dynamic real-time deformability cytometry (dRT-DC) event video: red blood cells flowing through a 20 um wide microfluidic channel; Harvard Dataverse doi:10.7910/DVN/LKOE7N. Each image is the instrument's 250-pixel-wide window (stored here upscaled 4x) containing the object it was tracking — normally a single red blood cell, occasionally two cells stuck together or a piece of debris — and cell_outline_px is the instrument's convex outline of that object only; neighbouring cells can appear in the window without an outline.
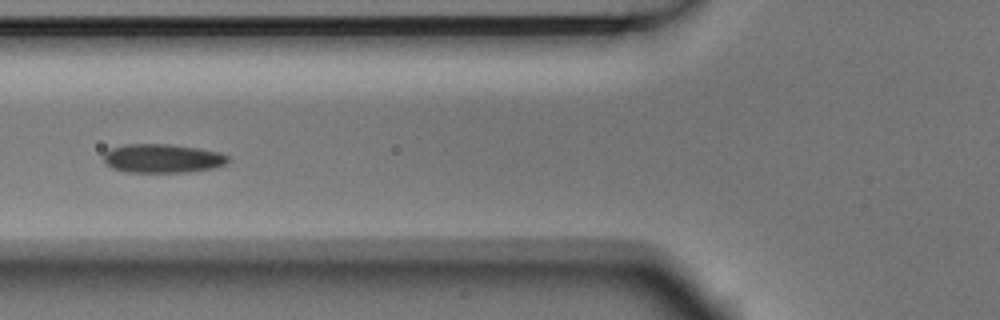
{"species": "Egyptian fruit bat (a non-hibernating species)", "species_latin": "Rousettus aegyptiacus", "temperature_condition": "room temperature", "stored_images_in_passage": 2, "camera_frame_rate_fps": 3000, "um_per_image_px": 0.085, "animal": {"sex": "male"}, "frame": {"image": 1, "passage_image": 2, "time_ms": 0.333, "image_size_px": [1000, 320], "cell_outline_px": [[228, 160], [224, 164], [216, 168], [188, 172], [124, 172], [112, 168], [104, 160], [104, 152], [112, 148], [124, 144], [172, 144], [200, 148], [220, 152], [228, 156]], "centroid_in_image_um": [13.82, 13.46], "position_along_channel_um": 112.0, "area_um2": 21.04}}